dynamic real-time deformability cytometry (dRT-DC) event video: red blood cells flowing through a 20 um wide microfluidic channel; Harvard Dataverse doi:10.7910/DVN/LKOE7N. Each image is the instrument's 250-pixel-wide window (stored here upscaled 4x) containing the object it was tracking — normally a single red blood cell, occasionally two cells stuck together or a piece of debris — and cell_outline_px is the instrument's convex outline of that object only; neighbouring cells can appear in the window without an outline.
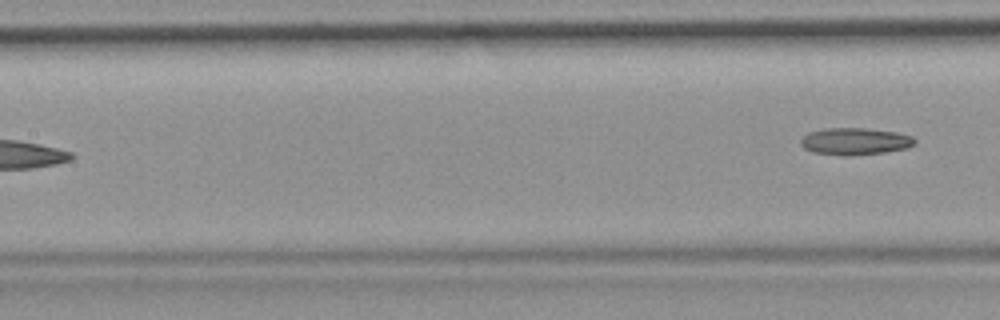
{"species": "common noctule bat (a hibernating species)", "species_latin": "Nyctalus noctula", "temperature_condition": "room temperature", "stored_images_in_passage": 5, "segment_of_instrument_passage": [2, 2], "camera_frame_rate_fps": 3000, "um_per_image_px": 0.085, "animal": {"sex": "female", "body_mass_g": 19.9}, "frame": {"image": 1, "passage_image": 5, "time_ms": 4.667, "image_size_px": [1000, 320], "cell_outline_px": [[916, 140], [908, 148], [884, 152], [848, 156], [844, 156], [812, 152], [804, 148], [800, 144], [800, 140], [808, 132], [824, 128], [868, 128], [896, 132], [912, 136]], "centroid_in_image_um": [72.64, 12.01], "position_along_channel_um": 134.8, "area_um2": 18.03}}